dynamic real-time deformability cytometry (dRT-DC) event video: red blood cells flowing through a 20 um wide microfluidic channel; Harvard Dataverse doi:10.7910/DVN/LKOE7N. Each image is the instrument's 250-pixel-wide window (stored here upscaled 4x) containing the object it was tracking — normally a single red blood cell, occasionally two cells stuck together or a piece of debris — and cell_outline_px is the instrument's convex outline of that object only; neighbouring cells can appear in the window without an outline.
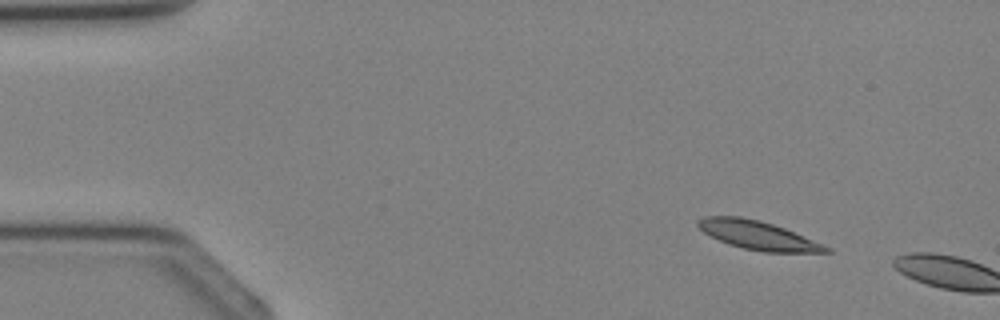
{"species": "Egyptian fruit bat (a non-hibernating species)", "species_latin": "Rousettus aegyptiacus", "temperature_condition": "cold", "stored_images_in_passage": 2, "camera_frame_rate_fps": 3000, "um_per_image_px": 0.085, "animal": {"sex": "female"}, "frame": {"image": 1, "passage_image": 1, "time_ms": 0.0, "image_size_px": [1000, 320], "cell_outline_px": [[832, 252], [764, 252], [744, 248], [728, 244], [704, 232], [696, 224], [696, 220], [704, 216], [740, 216], [760, 220], [784, 228], [832, 248]], "centroid_in_image_um": [64.41, 19.99], "position_along_channel_um": 20.6, "area_um2": 21.15}}